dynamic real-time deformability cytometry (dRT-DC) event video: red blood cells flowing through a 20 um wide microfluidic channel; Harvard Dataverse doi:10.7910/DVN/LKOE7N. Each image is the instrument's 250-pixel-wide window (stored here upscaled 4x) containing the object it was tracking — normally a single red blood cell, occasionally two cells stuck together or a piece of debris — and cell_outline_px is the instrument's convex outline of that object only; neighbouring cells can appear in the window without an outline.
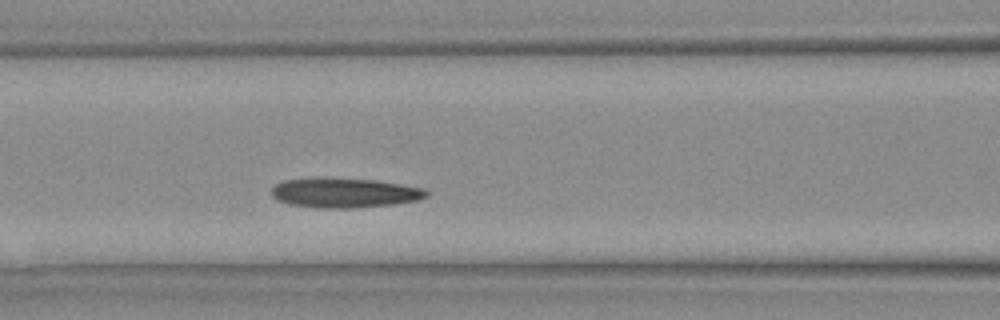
{"species": "Egyptian fruit bat (a non-hibernating species)", "species_latin": "Rousettus aegyptiacus", "temperature_condition": "warm", "stored_images_in_passage": 7, "camera_frame_rate_fps": 3000, "um_per_image_px": 0.085, "animal": {"sex": "female"}, "frame": {"image": 1, "passage_image": 4, "time_ms": 1.0, "image_size_px": [1000, 320], "cell_outline_px": [[428, 196], [420, 200], [396, 204], [352, 208], [316, 208], [292, 204], [276, 200], [272, 196], [272, 188], [276, 184], [284, 180], [372, 180], [400, 184], [424, 188], [428, 192]], "centroid_in_image_um": [29.35, 16.44], "position_along_channel_um": 137.2, "area_um2": 25.95}}